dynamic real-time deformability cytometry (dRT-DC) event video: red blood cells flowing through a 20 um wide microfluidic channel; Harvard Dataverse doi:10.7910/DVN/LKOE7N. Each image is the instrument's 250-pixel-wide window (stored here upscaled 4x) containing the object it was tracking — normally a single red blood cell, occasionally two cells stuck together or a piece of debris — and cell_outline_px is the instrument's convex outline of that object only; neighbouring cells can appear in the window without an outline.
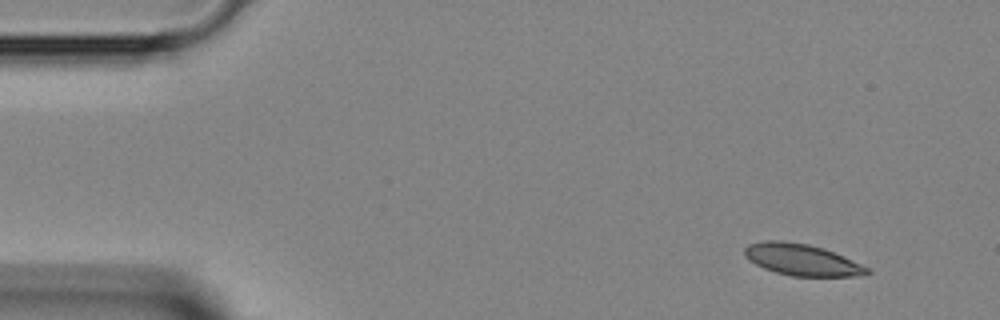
{"species": "Egyptian fruit bat (a non-hibernating species)", "species_latin": "Rousettus aegyptiacus", "temperature_condition": "room temperature", "stored_images_in_passage": 41, "camera_frame_rate_fps": 3000, "um_per_image_px": 0.085, "animal": {"sex": "female"}, "frame": {"image": 1, "passage_image": 1, "time_ms": 0.0, "image_size_px": [1000, 320], "cell_outline_px": [[872, 272], [856, 276], [792, 276], [776, 272], [764, 268], [748, 260], [744, 256], [744, 248], [748, 244], [764, 240], [780, 240], [808, 244], [824, 248], [844, 256], [868, 268]], "centroid_in_image_um": [68.12, 22.07], "position_along_channel_um": 16.9, "area_um2": 22.48}}
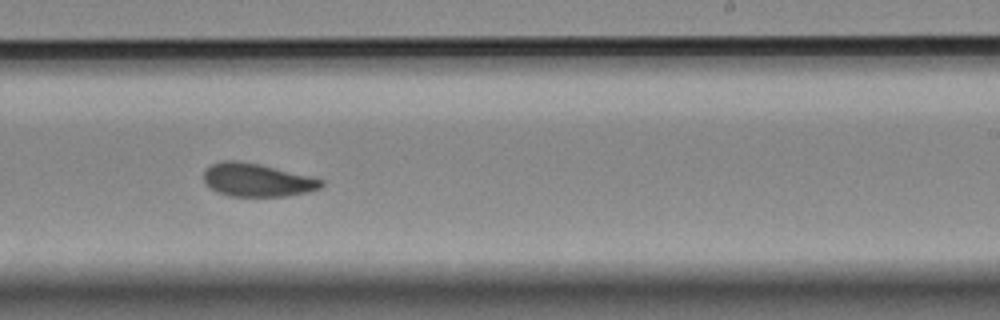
{"frame": {"image": 2, "passage_image": 24, "time_ms": 7.667, "image_size_px": [1000, 320], "cell_outline_px": [[324, 184], [320, 188], [308, 192], [288, 196], [228, 196], [216, 192], [208, 188], [204, 184], [204, 168], [220, 160], [240, 160], [260, 164], [312, 176], [324, 180]], "centroid_in_image_um": [21.82, 15.29], "position_along_channel_um": 267.2, "area_um2": 23.24}}
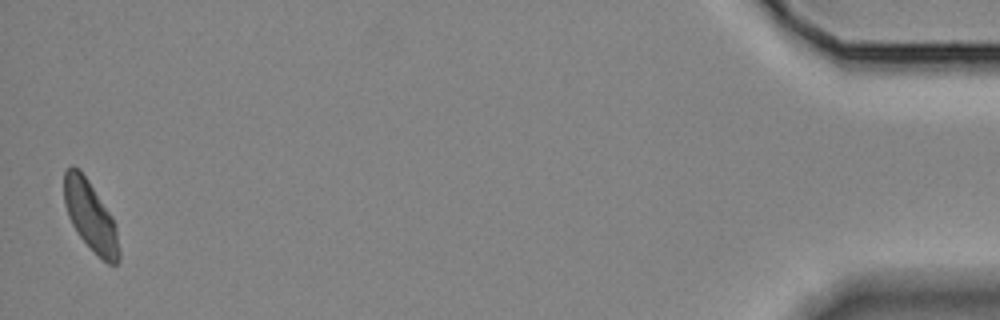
{"frame": {"image": 3, "passage_image": 41, "time_ms": 13.333, "image_size_px": [1000, 320], "cell_outline_px": [[120, 260], [116, 264], [108, 264], [80, 236], [72, 224], [68, 216], [64, 204], [64, 172], [72, 164], [80, 168], [112, 216], [116, 228], [120, 252]], "centroid_in_image_um": [7.68, 18.32], "position_along_channel_um": 427.5, "area_um2": 22.08}}